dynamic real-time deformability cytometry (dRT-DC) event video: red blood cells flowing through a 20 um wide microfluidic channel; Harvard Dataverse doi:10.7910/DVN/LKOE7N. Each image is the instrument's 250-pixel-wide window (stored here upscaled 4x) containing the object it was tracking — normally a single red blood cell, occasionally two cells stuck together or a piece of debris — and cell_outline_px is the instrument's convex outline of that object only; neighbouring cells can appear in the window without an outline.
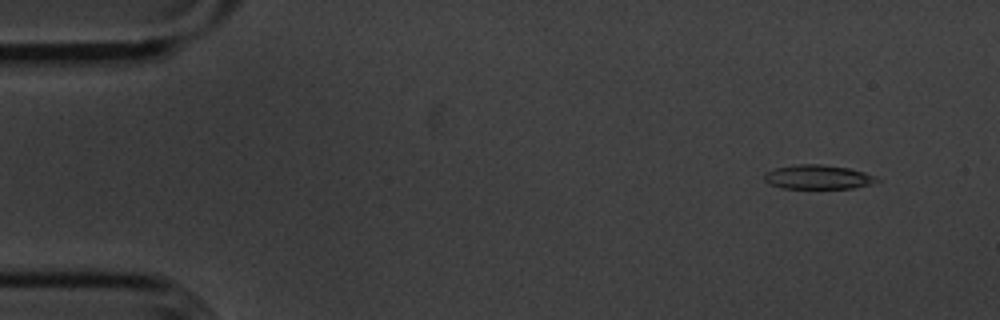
{"species": "common noctule bat (a hibernating species)", "species_latin": "Nyctalus noctula", "temperature_condition": "cold", "stored_images_in_passage": 56, "camera_frame_rate_fps": 3000, "um_per_image_px": 0.085, "animal": {"sex": "male", "body_mass_g": 20.1, "forearm_length_mm": 53.5}, "frame": {"image": 1, "passage_image": 5, "time_ms": 1.333, "image_size_px": [1000, 320], "cell_outline_px": [[880, 180], [868, 184], [852, 188], [784, 188], [772, 184], [764, 180], [764, 172], [776, 168], [796, 164], [820, 164], [848, 168], [864, 172]], "centroid_in_image_um": [69.47, 15.04], "position_along_channel_um": 15.5, "area_um2": 15.55}}
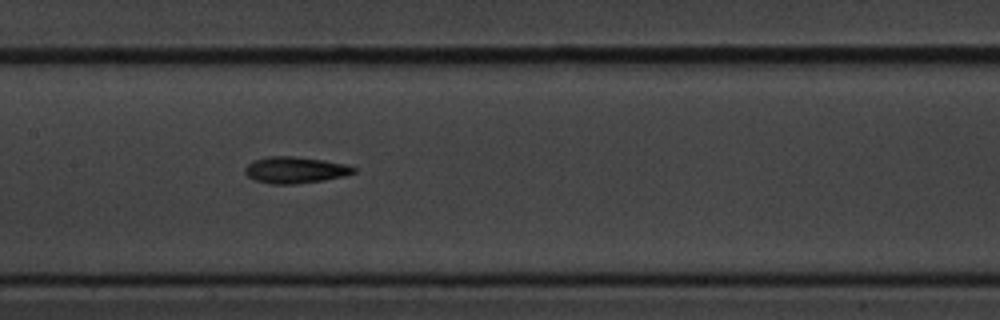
{"frame": {"image": 2, "passage_image": 27, "time_ms": 8.667, "image_size_px": [1000, 320], "cell_outline_px": [[356, 172], [344, 176], [324, 180], [296, 184], [272, 184], [256, 180], [248, 176], [244, 172], [244, 168], [248, 164], [256, 160], [268, 156], [292, 156], [324, 160], [344, 164], [356, 168]], "centroid_in_image_um": [25.09, 14.45], "position_along_channel_um": 182.3, "area_um2": 16.65}}
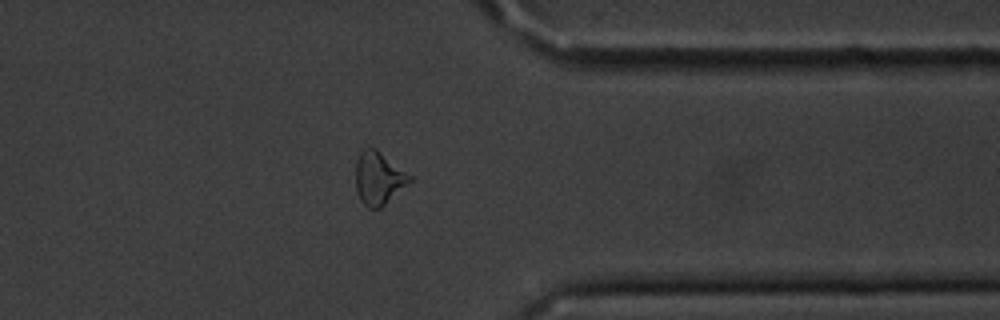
{"frame": {"image": 3, "passage_image": 44, "time_ms": 14.333, "image_size_px": [1000, 320], "cell_outline_px": [[412, 180], [380, 208], [368, 208], [360, 200], [356, 188], [356, 160], [360, 152], [364, 148], [376, 148], [412, 176]], "centroid_in_image_um": [32.17, 15.13], "position_along_channel_um": 379.2, "area_um2": 16.47}, "authors_computed_cell_mechanics": {"area_um2": 16.5597, "velocity_mm_per_s": 3.6185, "shape_relaxation_time_tau1_ms": 5.7101, "shape_relaxation_time_tau2_ms": 9.5025, "deformation_change_tau1": 0.1437, "deformation_change_tau2": 0.2386}}